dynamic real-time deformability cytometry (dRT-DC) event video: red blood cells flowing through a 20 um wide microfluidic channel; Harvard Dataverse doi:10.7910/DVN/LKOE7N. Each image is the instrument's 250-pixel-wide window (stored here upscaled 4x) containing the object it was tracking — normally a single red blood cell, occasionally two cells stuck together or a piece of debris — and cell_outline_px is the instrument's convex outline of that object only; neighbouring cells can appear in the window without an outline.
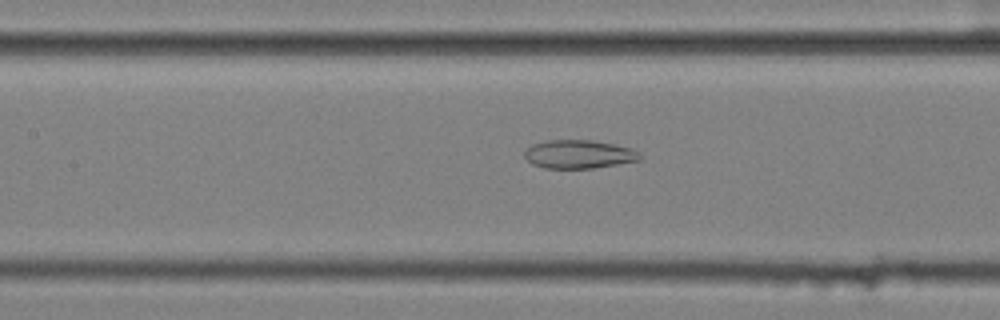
{"species": "common noctule bat (a hibernating species)", "species_latin": "Nyctalus noctula", "temperature_condition": "cold", "stored_images_in_passage": 40, "camera_frame_rate_fps": 3000, "um_per_image_px": 0.085, "animal": {"sex": "female", "body_mass_g": 25.1}, "frame": {"image": 1, "passage_image": 9, "time_ms": 2.667, "image_size_px": [1000, 320], "cell_outline_px": [[640, 160], [592, 168], [544, 168], [532, 164], [524, 156], [524, 152], [532, 144], [548, 140], [592, 140], [616, 144], [632, 148], [640, 152]], "centroid_in_image_um": [49.21, 13.1], "position_along_channel_um": 158.2, "area_um2": 19.13}}
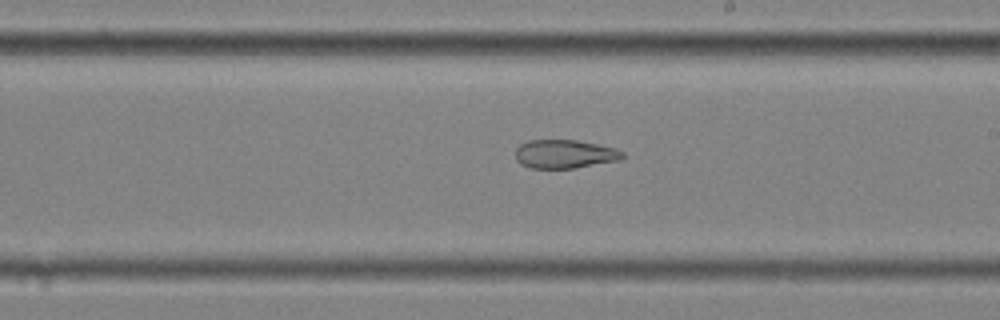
{"frame": {"image": 2, "passage_image": 16, "time_ms": 5.0, "image_size_px": [1000, 320], "cell_outline_px": [[624, 156], [620, 160], [572, 168], [532, 168], [520, 164], [516, 160], [516, 148], [520, 144], [528, 140], [576, 140], [616, 148], [624, 152]], "centroid_in_image_um": [47.98, 13.09], "position_along_channel_um": 241.0, "area_um2": 17.8}}
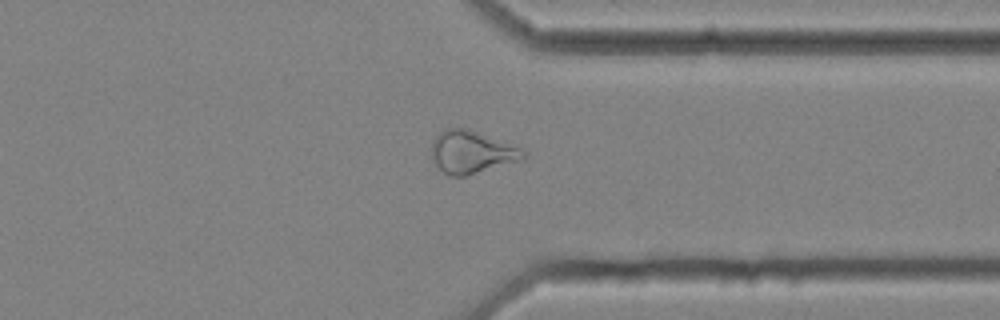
{"frame": {"image": 3, "passage_image": 27, "time_ms": 8.667, "image_size_px": [1000, 320], "cell_outline_px": [[524, 160], [464, 176], [448, 176], [432, 160], [432, 140], [444, 128], [468, 128], [524, 148]], "centroid_in_image_um": [40.11, 12.91], "position_along_channel_um": 371.3, "area_um2": 22.95}, "authors_computed_cell_mechanics": {"area_um2": 21.4438, "velocity_mm_per_s": 3.5597, "shape_relaxation_time_tau1_ms": null, "shape_relaxation_time_tau2_ms": 3.6188, "deformation_change_tau1": null, "deformation_change_tau2": 0.1237}}